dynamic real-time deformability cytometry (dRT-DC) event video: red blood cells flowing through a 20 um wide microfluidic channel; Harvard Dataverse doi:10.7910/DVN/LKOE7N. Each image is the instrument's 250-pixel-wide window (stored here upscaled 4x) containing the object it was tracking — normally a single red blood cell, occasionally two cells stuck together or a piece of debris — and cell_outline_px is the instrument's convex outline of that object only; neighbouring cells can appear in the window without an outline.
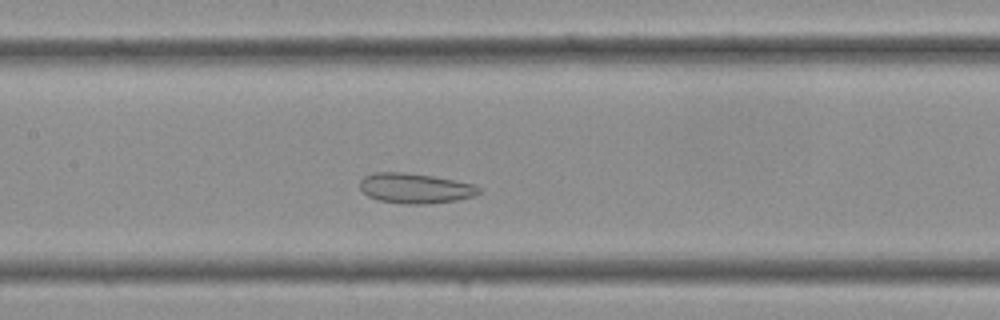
{"species": "Egyptian fruit bat (a non-hibernating species)", "species_latin": "Rousettus aegyptiacus", "temperature_condition": "cold", "stored_images_in_passage": 32, "camera_frame_rate_fps": 3000, "um_per_image_px": 0.085, "frame": {"image": 1, "passage_image": 13, "time_ms": 4.0, "image_size_px": [1000, 320], "cell_outline_px": [[480, 192], [476, 196], [456, 200], [428, 204], [400, 204], [380, 200], [368, 196], [360, 188], [360, 180], [364, 176], [376, 172], [404, 172], [432, 176], [472, 184], [480, 188]], "centroid_in_image_um": [35.27, 16.01], "position_along_channel_um": 172.1, "area_um2": 20.81}}
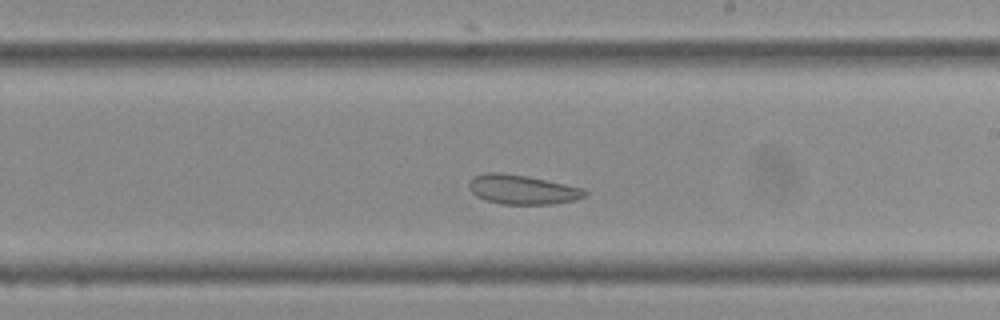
{"frame": {"image": 2, "passage_image": 17, "time_ms": 5.333, "image_size_px": [1000, 320], "cell_outline_px": [[588, 192], [584, 196], [572, 200], [552, 204], [500, 204], [484, 200], [476, 196], [468, 188], [468, 184], [472, 176], [484, 172], [500, 172], [528, 176], [584, 188]], "centroid_in_image_um": [44.33, 16.1], "position_along_channel_um": 244.7, "area_um2": 20.0}}
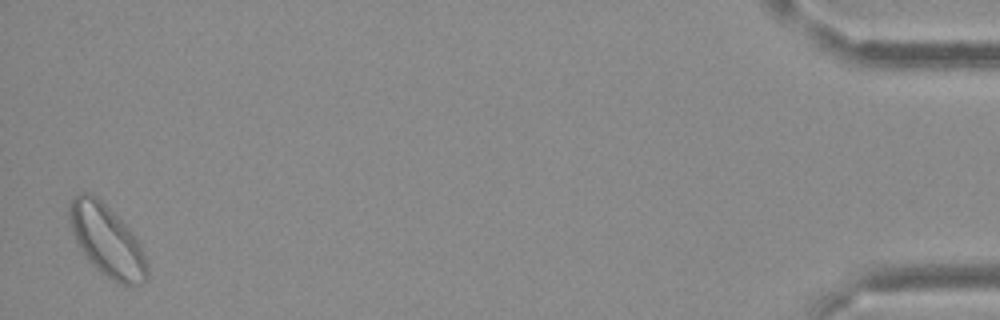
{"frame": {"image": 3, "passage_image": 32, "time_ms": 10.333, "image_size_px": [1000, 320], "cell_outline_px": [[148, 280], [144, 284], [128, 288], [120, 284], [100, 272], [88, 260], [80, 248], [72, 232], [68, 220], [68, 204], [80, 192], [88, 192], [96, 196], [132, 232], [140, 244], [148, 264]], "centroid_in_image_um": [9.1, 20.5], "position_along_channel_um": 426.1, "area_um2": 32.48}}